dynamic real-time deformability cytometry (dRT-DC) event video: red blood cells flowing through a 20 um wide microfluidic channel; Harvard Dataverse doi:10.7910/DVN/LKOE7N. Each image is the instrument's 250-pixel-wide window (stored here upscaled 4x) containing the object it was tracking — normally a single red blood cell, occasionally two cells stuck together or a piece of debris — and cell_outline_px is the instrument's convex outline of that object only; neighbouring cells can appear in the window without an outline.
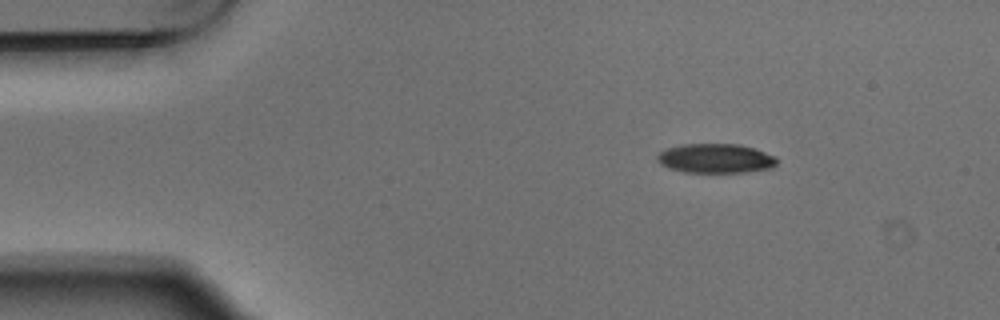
{"species": "Egyptian fruit bat (a non-hibernating species)", "species_latin": "Rousettus aegyptiacus", "temperature_condition": "warm", "stored_images_in_passage": 3, "camera_frame_rate_fps": 3000, "um_per_image_px": 0.085, "animal": {"sex": "male"}, "frame": {"image": 1, "passage_image": 1, "time_ms": 0.0, "image_size_px": [1000, 320], "cell_outline_px": [[776, 164], [772, 168], [744, 172], [684, 172], [668, 168], [660, 164], [656, 160], [656, 156], [664, 148], [680, 144], [740, 144], [776, 156]], "centroid_in_image_um": [60.77, 13.46], "position_along_channel_um": 24.2, "area_um2": 20.58}}
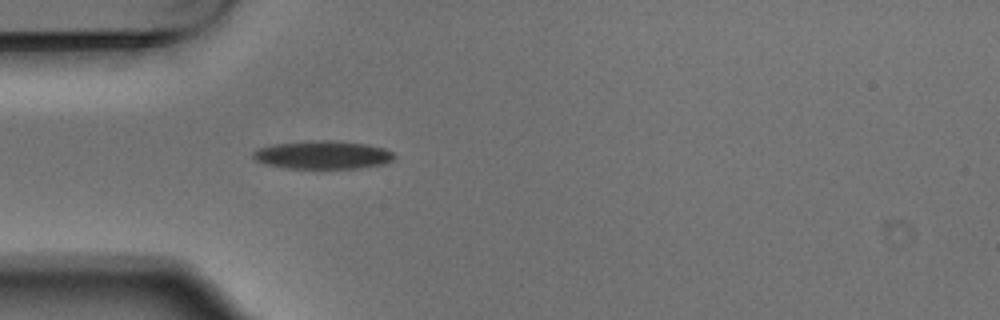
{"frame": {"image": 2, "passage_image": 3, "time_ms": 0.667, "image_size_px": [1000, 320], "cell_outline_px": [[396, 156], [392, 160], [384, 164], [360, 168], [288, 168], [264, 164], [256, 160], [252, 156], [252, 152], [260, 148], [272, 144], [308, 140], [332, 140], [368, 144], [384, 148], [392, 152]], "centroid_in_image_um": [27.44, 13.16], "position_along_channel_um": 57.6, "area_um2": 23.35}}